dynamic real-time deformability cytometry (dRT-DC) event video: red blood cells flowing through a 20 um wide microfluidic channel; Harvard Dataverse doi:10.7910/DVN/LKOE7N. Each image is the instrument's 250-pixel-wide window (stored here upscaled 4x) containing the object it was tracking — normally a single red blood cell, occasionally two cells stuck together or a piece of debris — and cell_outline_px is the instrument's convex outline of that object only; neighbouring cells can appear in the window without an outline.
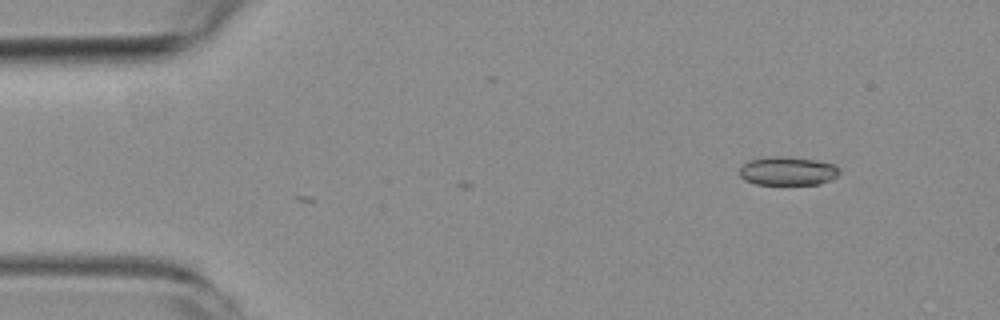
{"species": "common noctule bat (a hibernating species)", "species_latin": "Nyctalus noctula", "temperature_condition": "room temperature", "stored_images_in_passage": 2, "camera_frame_rate_fps": 3000, "um_per_image_px": 0.085, "animal": {"sex": "female", "body_mass_g": 19.3, "forearm_length_mm": 54.1}, "frame": {"image": 1, "passage_image": 1, "time_ms": 0.0, "image_size_px": [1000, 320], "cell_outline_px": [[840, 172], [836, 176], [820, 184], [756, 184], [744, 180], [740, 176], [740, 168], [748, 160], [772, 156], [788, 156], [816, 160], [832, 164]], "centroid_in_image_um": [66.91, 14.53], "position_along_channel_um": 18.1, "area_um2": 16.53}}